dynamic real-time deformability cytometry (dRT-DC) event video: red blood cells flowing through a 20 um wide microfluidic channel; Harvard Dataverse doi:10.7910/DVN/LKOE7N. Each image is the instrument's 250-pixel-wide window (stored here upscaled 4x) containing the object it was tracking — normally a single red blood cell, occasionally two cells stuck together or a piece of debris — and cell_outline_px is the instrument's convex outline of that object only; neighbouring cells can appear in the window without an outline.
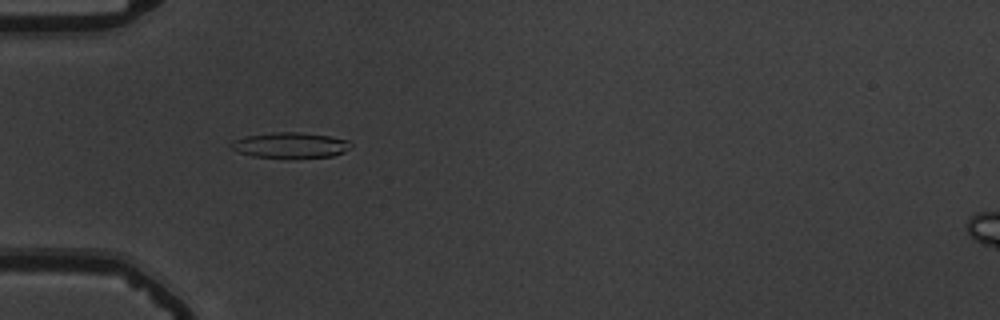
{"species": "common noctule bat (a hibernating species)", "species_latin": "Nyctalus noctula", "temperature_condition": "warm", "stored_images_in_passage": 8, "camera_frame_rate_fps": 3000, "um_per_image_px": 0.085, "animal": {"sex": "male", "body_mass_g": 19.5, "forearm_length_mm": 54.6}, "frame": {"image": 1, "passage_image": 2, "time_ms": 0.333, "image_size_px": [1000, 320], "cell_outline_px": [[352, 148], [344, 152], [332, 156], [252, 156], [240, 152], [232, 148], [228, 144], [232, 140], [248, 136], [276, 132], [300, 132], [328, 136], [348, 140], [352, 144]], "centroid_in_image_um": [24.7, 12.31], "position_along_channel_um": 60.3, "area_um2": 17.22}}
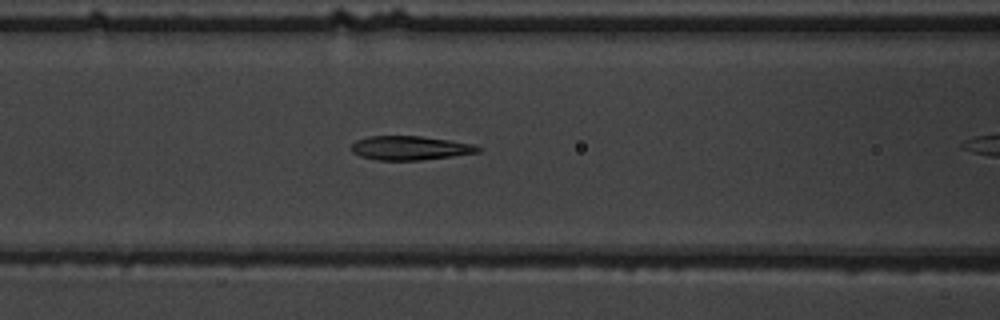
{"frame": {"image": 2, "passage_image": 4, "time_ms": 1.0, "image_size_px": [1000, 320], "cell_outline_px": [[480, 152], [452, 156], [420, 160], [376, 160], [360, 156], [352, 152], [348, 148], [356, 140], [368, 136], [420, 136], [476, 144], [480, 148]], "centroid_in_image_um": [34.82, 12.58], "position_along_channel_um": 131.8, "area_um2": 17.8}}
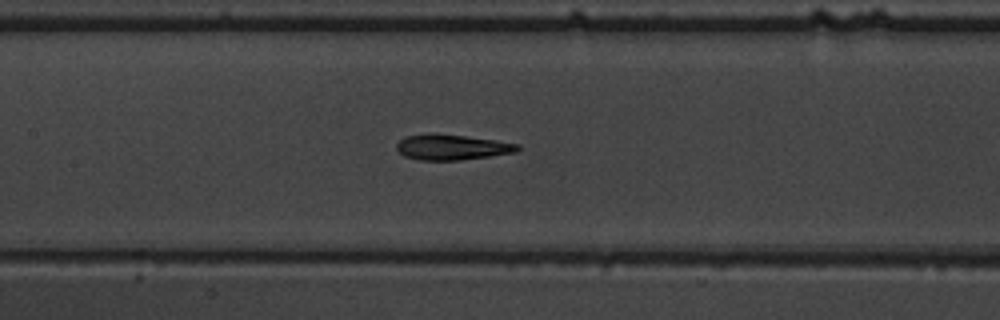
{"frame": {"image": 3, "passage_image": 7, "time_ms": 2.0, "image_size_px": [1000, 320], "cell_outline_px": [[520, 148], [516, 152], [460, 160], [420, 160], [404, 156], [396, 148], [396, 144], [404, 136], [428, 132], [432, 132], [496, 140], [520, 144]], "centroid_in_image_um": [38.37, 12.49], "position_along_channel_um": 169.0, "area_um2": 18.09}}